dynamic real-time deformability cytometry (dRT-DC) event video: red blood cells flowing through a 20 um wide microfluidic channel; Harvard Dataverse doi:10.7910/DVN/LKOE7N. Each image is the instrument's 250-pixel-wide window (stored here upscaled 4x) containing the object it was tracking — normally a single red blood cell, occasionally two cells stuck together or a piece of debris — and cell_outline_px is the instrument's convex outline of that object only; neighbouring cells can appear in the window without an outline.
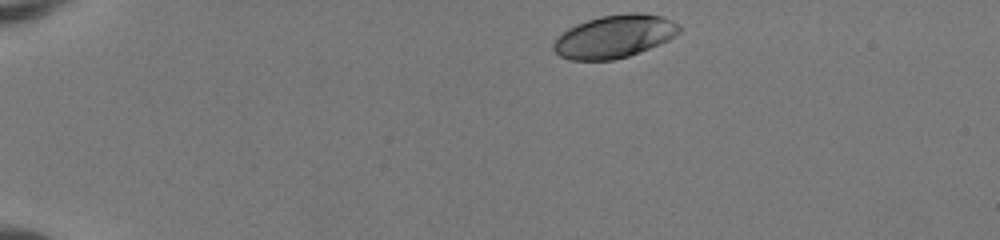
{"species": "human", "species_latin": "Homo sapiens", "temperature_condition": "room temperature", "stored_images_in_passage": 43, "camera_frame_rate_fps": 3000, "um_per_image_px": 0.085, "donor": {"sex": "female"}, "frame": {"image": 1, "passage_image": 1, "time_ms": 0.0, "image_size_px": [1000, 240], "cell_outline_px": [[684, 28], [676, 36], [660, 44], [640, 52], [628, 56], [612, 60], [572, 60], [560, 56], [552, 48], [552, 40], [556, 36], [568, 28], [576, 24], [600, 16], [628, 12], [644, 12], [664, 16], [680, 24]], "centroid_in_image_um": [52.26, 3.08], "position_along_channel_um": 32.7, "area_um2": 32.02}}
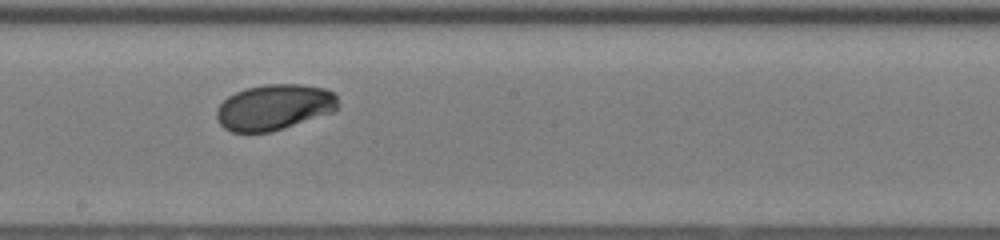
{"frame": {"image": 2, "passage_image": 22, "time_ms": 7.0, "image_size_px": [1000, 240], "cell_outline_px": [[336, 112], [272, 132], [232, 132], [224, 128], [220, 124], [216, 116], [216, 108], [228, 96], [236, 92], [248, 88], [264, 84], [300, 84], [324, 88], [336, 92]], "centroid_in_image_um": [23.33, 9.12], "position_along_channel_um": 224.9, "area_um2": 32.6}}
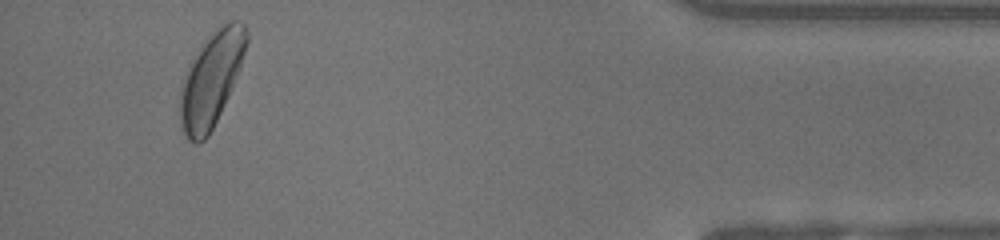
{"frame": {"image": 3, "passage_image": 40, "time_ms": 13.0, "image_size_px": [1000, 240], "cell_outline_px": [[248, 40], [232, 88], [208, 136], [204, 140], [196, 144], [188, 140], [184, 132], [180, 120], [180, 84], [188, 64], [192, 56], [212, 32], [220, 24], [228, 20], [236, 20], [244, 24], [248, 32]], "centroid_in_image_um": [17.93, 6.7], "position_along_channel_um": 417.3, "area_um2": 36.3}, "authors_computed_cell_mechanics": {"area_um2": 32.2524, "velocity_mm_per_s": 4.0189, "shape_relaxation_time_tau1_ms": 1.9098, "shape_relaxation_time_tau2_ms": null, "deformation_change_tau1": 0.1045, "deformation_change_tau2": null}}